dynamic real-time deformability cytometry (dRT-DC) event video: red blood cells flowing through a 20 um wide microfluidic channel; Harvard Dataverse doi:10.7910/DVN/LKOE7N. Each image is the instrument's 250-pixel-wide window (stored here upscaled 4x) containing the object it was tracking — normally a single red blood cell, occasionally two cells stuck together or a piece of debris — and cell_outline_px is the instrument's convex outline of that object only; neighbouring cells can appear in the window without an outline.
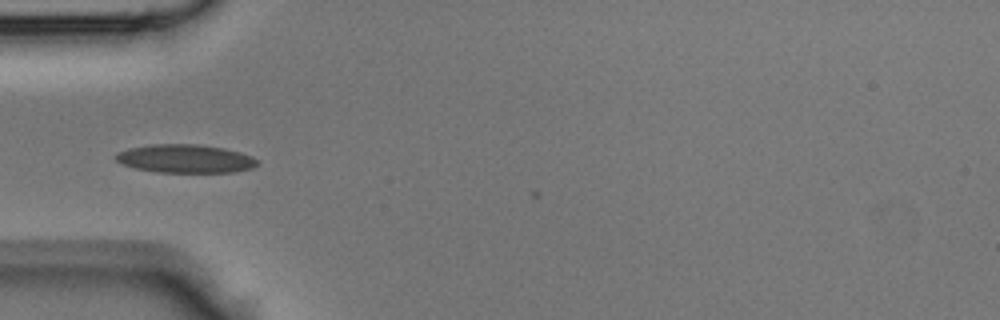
{"species": "Egyptian fruit bat (a non-hibernating species)", "species_latin": "Rousettus aegyptiacus", "temperature_condition": "room temperature", "stored_images_in_passage": 12, "camera_frame_rate_fps": 3000, "um_per_image_px": 0.085, "animal": {"sex": "male"}, "frame": {"image": 1, "passage_image": 2, "time_ms": 0.333, "image_size_px": [1000, 320], "cell_outline_px": [[260, 164], [252, 168], [236, 172], [156, 172], [136, 168], [124, 164], [116, 160], [112, 156], [116, 152], [128, 148], [152, 144], [196, 144], [224, 148], [240, 152], [252, 156]], "centroid_in_image_um": [15.74, 13.48], "position_along_channel_um": 69.3, "area_um2": 23.52}}
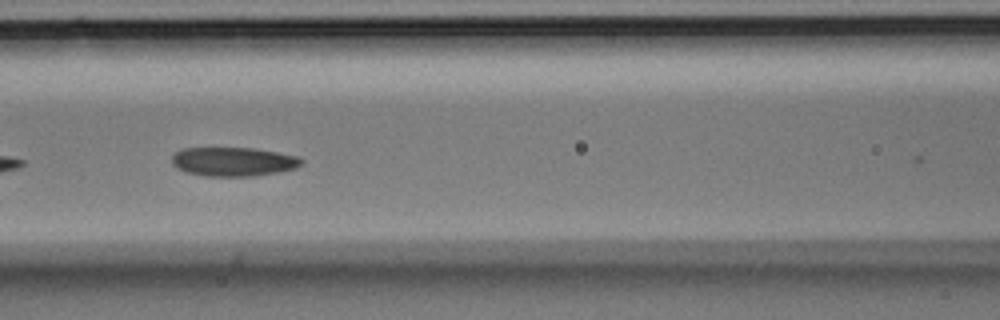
{"frame": {"image": 2, "passage_image": 7, "time_ms": 2.0, "image_size_px": [1000, 320], "cell_outline_px": [[304, 164], [296, 168], [280, 172], [256, 176], [204, 176], [188, 172], [176, 168], [172, 164], [172, 156], [176, 152], [184, 148], [252, 148], [276, 152], [296, 156], [304, 160]], "centroid_in_image_um": [19.86, 13.75], "position_along_channel_um": 146.7, "area_um2": 21.96}}
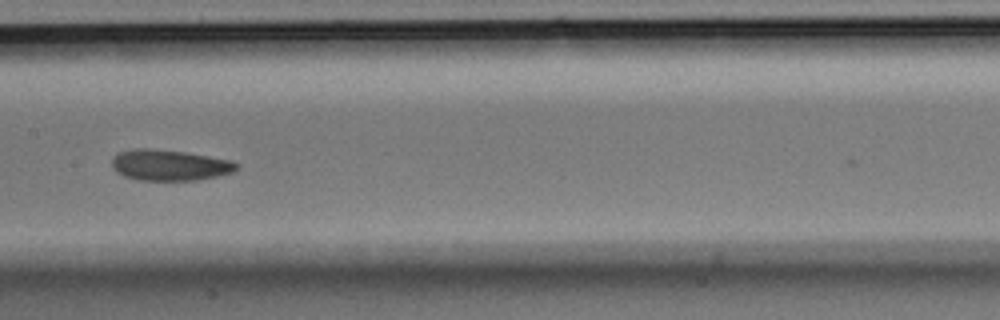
{"frame": {"image": 3, "passage_image": 10, "time_ms": 3.0, "image_size_px": [1000, 320], "cell_outline_px": [[240, 168], [232, 172], [200, 180], [136, 180], [124, 176], [116, 172], [112, 168], [112, 156], [120, 152], [136, 148], [148, 148], [184, 152], [232, 160], [240, 164]], "centroid_in_image_um": [14.42, 14.04], "position_along_channel_um": 193.0, "area_um2": 22.6}}